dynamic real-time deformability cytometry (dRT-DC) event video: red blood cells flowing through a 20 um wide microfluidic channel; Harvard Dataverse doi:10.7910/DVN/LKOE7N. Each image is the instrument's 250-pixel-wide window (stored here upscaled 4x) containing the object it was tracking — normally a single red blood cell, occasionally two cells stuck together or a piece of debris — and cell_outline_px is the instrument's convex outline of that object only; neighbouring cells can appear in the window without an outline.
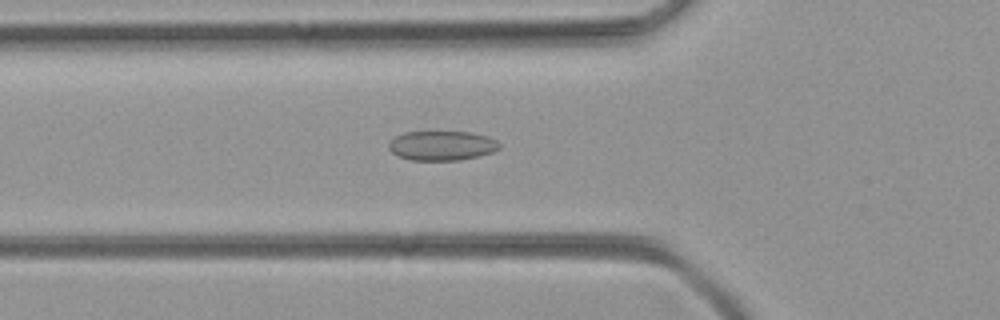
{"species": "common noctule bat (a hibernating species)", "species_latin": "Nyctalus noctula", "temperature_condition": "room temperature", "stored_images_in_passage": 41, "camera_frame_rate_fps": 3000, "um_per_image_px": 0.085, "animal": {"sex": "female", "body_mass_g": 21.9}, "frame": {"image": 1, "passage_image": 8, "time_ms": 2.333, "image_size_px": [1000, 320], "cell_outline_px": [[500, 148], [492, 152], [460, 160], [412, 160], [400, 156], [392, 152], [388, 148], [388, 144], [396, 136], [404, 132], [472, 132], [488, 136], [496, 140], [500, 144]], "centroid_in_image_um": [37.57, 12.37], "position_along_channel_um": 88.2, "area_um2": 18.9}}
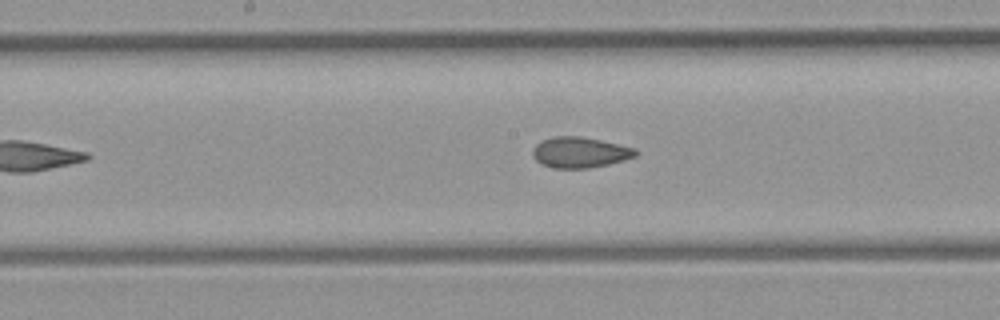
{"frame": {"image": 2, "passage_image": 16, "time_ms": 5.0, "image_size_px": [1000, 320], "cell_outline_px": [[640, 152], [636, 156], [624, 160], [608, 164], [588, 168], [556, 168], [540, 164], [532, 156], [532, 148], [536, 144], [544, 140], [556, 136], [580, 136], [600, 140], [636, 148]], "centroid_in_image_um": [49.3, 12.95], "position_along_channel_um": 198.9, "area_um2": 18.44}}
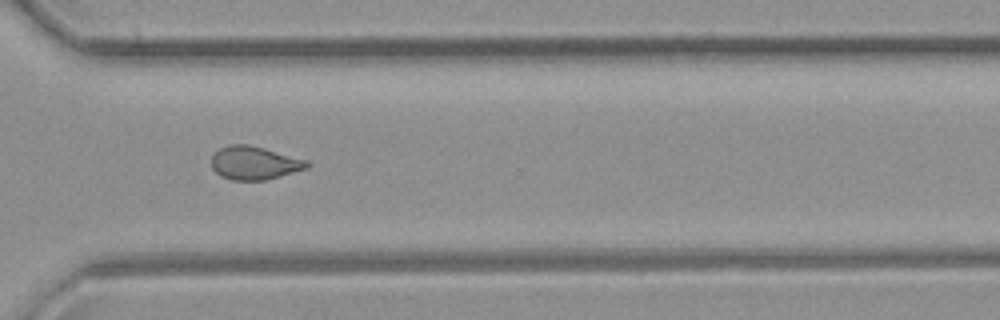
{"frame": {"image": 3, "passage_image": 27, "time_ms": 8.667, "image_size_px": [1000, 320], "cell_outline_px": [[312, 164], [308, 168], [280, 176], [264, 180], [232, 180], [220, 176], [212, 168], [212, 156], [220, 148], [228, 144], [248, 144], [264, 148], [308, 160]], "centroid_in_image_um": [21.64, 13.85], "position_along_channel_um": 349.0, "area_um2": 18.61}}